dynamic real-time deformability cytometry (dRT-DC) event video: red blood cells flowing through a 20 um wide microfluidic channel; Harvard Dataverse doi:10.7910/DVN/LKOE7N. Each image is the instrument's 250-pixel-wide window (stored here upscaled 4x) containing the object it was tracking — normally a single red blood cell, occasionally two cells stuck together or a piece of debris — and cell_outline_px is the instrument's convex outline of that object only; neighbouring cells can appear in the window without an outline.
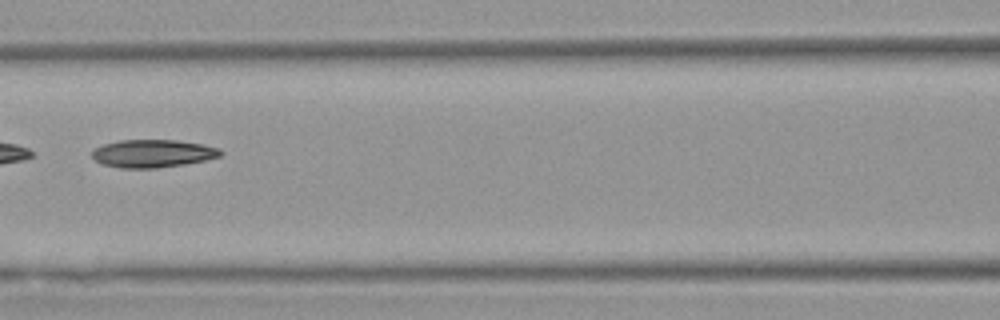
{"species": "Egyptian fruit bat (a non-hibernating species)", "species_latin": "Rousettus aegyptiacus", "temperature_condition": "warm", "stored_images_in_passage": 50, "segment_of_instrument_passage": [2, 2], "camera_frame_rate_fps": 3000, "um_per_image_px": 0.085, "animal": {"sex": "female"}, "frame": {"image": 1, "passage_image": 23, "time_ms": 7.333, "image_size_px": [1000, 320], "cell_outline_px": [[224, 152], [220, 156], [204, 160], [184, 164], [156, 168], [120, 168], [104, 164], [96, 160], [92, 156], [92, 152], [96, 148], [104, 144], [120, 140], [176, 140], [204, 144], [220, 148]], "centroid_in_image_um": [13.02, 13.04], "position_along_channel_um": 153.6, "area_um2": 20.75}}
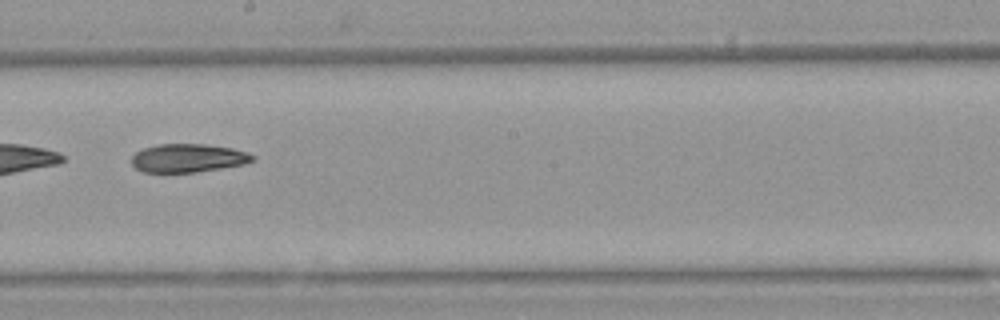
{"frame": {"image": 2, "passage_image": 29, "time_ms": 9.333, "image_size_px": [1000, 320], "cell_outline_px": [[256, 156], [252, 160], [244, 164], [196, 172], [144, 172], [136, 168], [132, 164], [132, 156], [136, 152], [144, 148], [156, 144], [204, 144], [232, 148], [248, 152]], "centroid_in_image_um": [15.98, 13.43], "position_along_channel_um": 232.2, "area_um2": 19.94}}
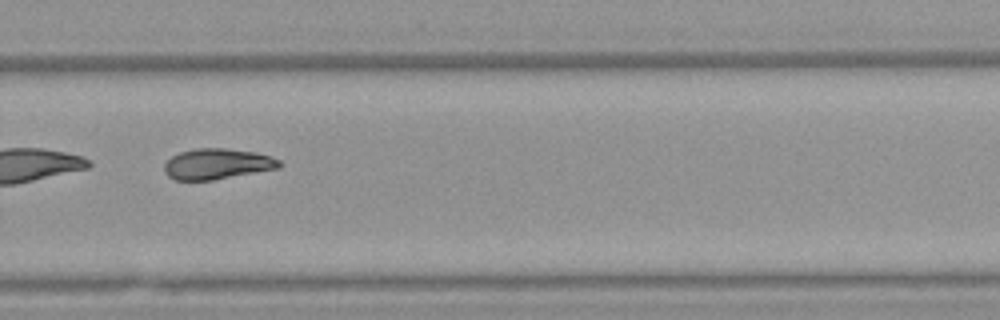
{"frame": {"image": 3, "passage_image": 35, "time_ms": 11.333, "image_size_px": [1000, 320], "cell_outline_px": [[284, 164], [280, 168], [212, 180], [176, 180], [168, 176], [164, 172], [164, 164], [172, 156], [180, 152], [196, 148], [224, 148], [256, 152], [272, 156], [280, 160]], "centroid_in_image_um": [18.5, 13.93], "position_along_channel_um": 311.3, "area_um2": 20.69}}